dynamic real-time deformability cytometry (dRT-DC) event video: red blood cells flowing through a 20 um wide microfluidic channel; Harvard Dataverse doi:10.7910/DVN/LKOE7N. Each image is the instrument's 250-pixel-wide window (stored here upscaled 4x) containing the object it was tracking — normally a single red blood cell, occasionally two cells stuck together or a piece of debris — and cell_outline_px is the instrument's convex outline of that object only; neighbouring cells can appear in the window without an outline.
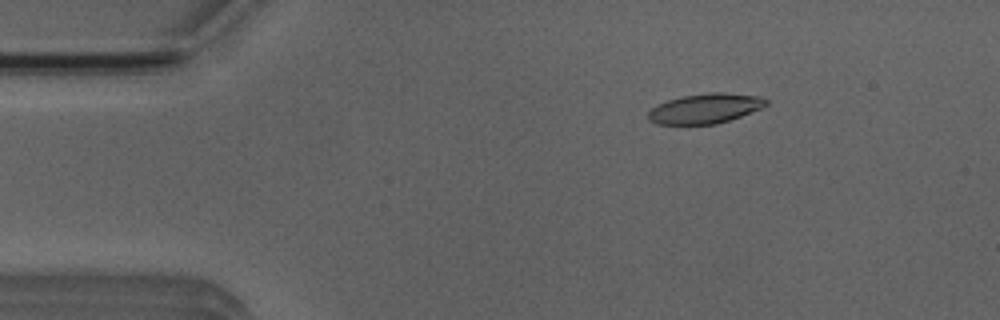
{"species": "Egyptian fruit bat (a non-hibernating species)", "species_latin": "Rousettus aegyptiacus", "temperature_condition": "room temperature", "stored_images_in_passage": 5, "camera_frame_rate_fps": 3000, "um_per_image_px": 0.085, "animal": {"sex": "male"}, "frame": {"image": 1, "passage_image": 3, "time_ms": 2.333, "image_size_px": [1000, 320], "cell_outline_px": [[768, 104], [760, 108], [740, 116], [716, 124], [656, 124], [648, 120], [648, 112], [652, 108], [668, 100], [684, 96], [712, 92], [724, 92], [760, 96], [768, 100]], "centroid_in_image_um": [59.94, 9.22], "position_along_channel_um": 25.1, "area_um2": 20.29}}
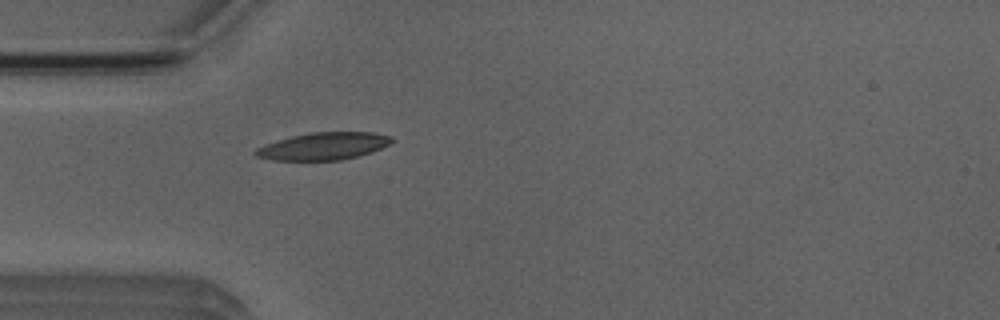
{"frame": {"image": 2, "passage_image": 5, "time_ms": 4.667, "image_size_px": [1000, 320], "cell_outline_px": [[396, 140], [372, 152], [340, 160], [272, 160], [256, 156], [252, 152], [256, 148], [264, 144], [276, 140], [308, 132], [372, 132], [392, 136]], "centroid_in_image_um": [27.47, 12.41], "position_along_channel_um": 57.5, "area_um2": 21.79}}